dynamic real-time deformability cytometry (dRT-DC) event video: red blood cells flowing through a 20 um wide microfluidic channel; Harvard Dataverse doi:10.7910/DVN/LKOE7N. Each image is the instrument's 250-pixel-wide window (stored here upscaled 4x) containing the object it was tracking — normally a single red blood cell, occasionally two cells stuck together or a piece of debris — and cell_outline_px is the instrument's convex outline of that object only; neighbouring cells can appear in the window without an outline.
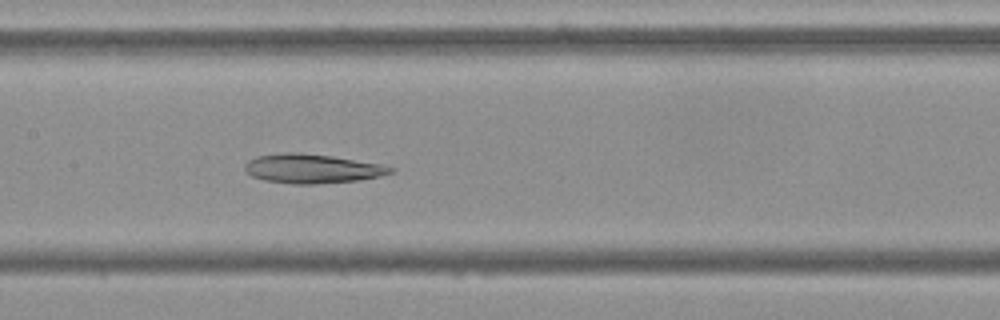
{"species": "Egyptian fruit bat (a non-hibernating species)", "species_latin": "Rousettus aegyptiacus", "temperature_condition": "cold", "stored_images_in_passage": 54, "camera_frame_rate_fps": 3000, "um_per_image_px": 0.085, "frame": {"image": 1, "passage_image": 26, "time_ms": 8.333, "image_size_px": [1000, 320], "cell_outline_px": [[396, 172], [380, 176], [360, 180], [312, 184], [292, 184], [264, 180], [252, 176], [244, 168], [244, 164], [248, 160], [256, 156], [288, 152], [300, 152], [332, 156], [384, 164], [396, 168]], "centroid_in_image_um": [26.58, 14.33], "position_along_channel_um": 180.8, "area_um2": 25.03}}
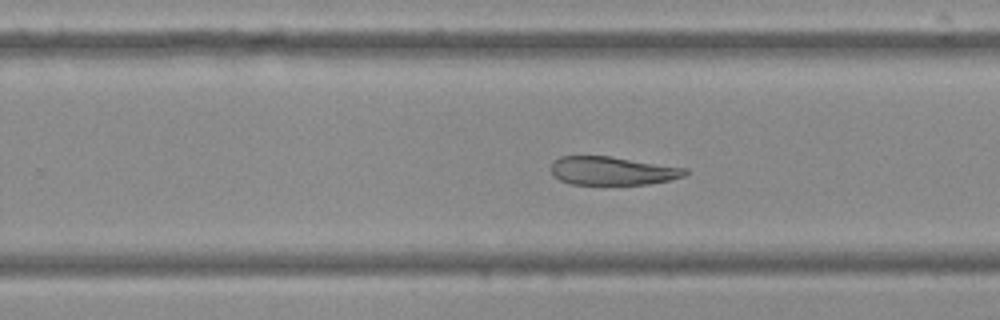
{"frame": {"image": 2, "passage_image": 34, "time_ms": 11.0, "image_size_px": [1000, 320], "cell_outline_px": [[688, 172], [684, 176], [668, 180], [648, 184], [572, 184], [560, 180], [552, 172], [552, 164], [560, 156], [608, 156], [688, 168]], "centroid_in_image_um": [52.08, 14.52], "position_along_channel_um": 277.7, "area_um2": 21.91}}
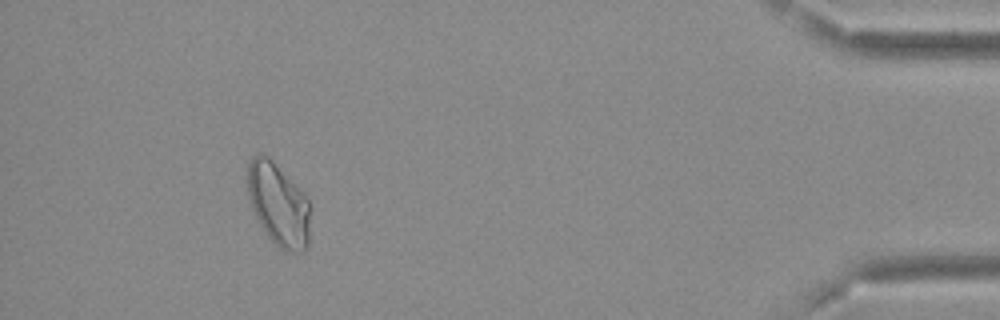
{"frame": {"image": 3, "passage_image": 50, "time_ms": 16.333, "image_size_px": [1000, 320], "cell_outline_px": [[312, 208], [308, 248], [304, 252], [288, 252], [280, 248], [268, 236], [260, 224], [252, 208], [248, 196], [248, 160], [256, 152], [260, 152], [268, 156], [308, 196]], "centroid_in_image_um": [23.72, 17.37], "position_along_channel_um": 411.5, "area_um2": 30.98}}